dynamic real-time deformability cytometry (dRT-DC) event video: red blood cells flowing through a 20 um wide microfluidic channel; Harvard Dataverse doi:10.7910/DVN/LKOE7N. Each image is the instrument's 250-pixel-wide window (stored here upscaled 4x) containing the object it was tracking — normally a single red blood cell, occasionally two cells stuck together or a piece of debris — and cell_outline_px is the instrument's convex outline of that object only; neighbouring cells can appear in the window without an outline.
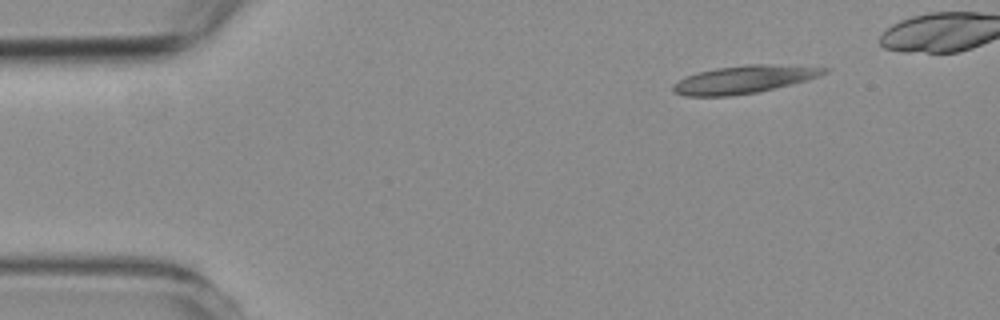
{"species": "common noctule bat (a hibernating species)", "species_latin": "Nyctalus noctula", "temperature_condition": "room temperature", "stored_images_in_passage": 41, "camera_frame_rate_fps": 3000, "um_per_image_px": 0.085, "animal": {"sex": "female", "body_mass_g": 19.3, "forearm_length_mm": 54.1}, "frame": {"image": 1, "passage_image": 1, "time_ms": 0.0, "image_size_px": [1000, 320], "cell_outline_px": [[832, 68], [828, 72], [804, 80], [756, 92], [728, 96], [684, 96], [676, 92], [672, 88], [672, 84], [688, 76], [700, 72], [716, 68], [748, 64], [768, 64]], "centroid_in_image_um": [63.21, 6.75], "position_along_channel_um": 21.8, "area_um2": 23.81}}
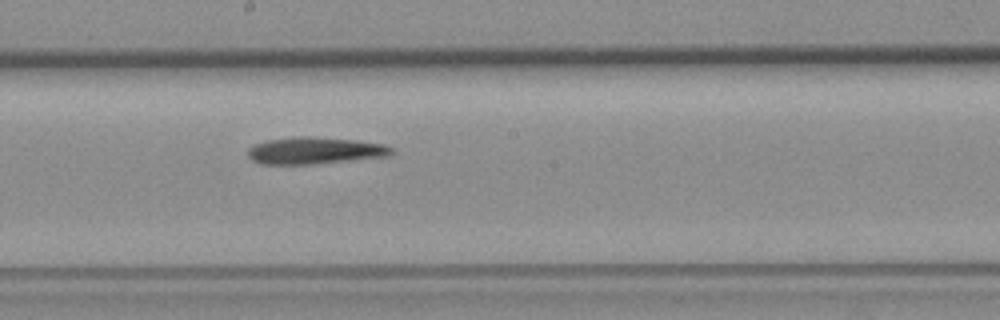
{"frame": {"image": 2, "passage_image": 23, "time_ms": 7.333, "image_size_px": [1000, 320], "cell_outline_px": [[392, 152], [388, 156], [304, 164], [260, 164], [252, 160], [248, 156], [248, 148], [252, 144], [268, 140], [296, 136], [308, 136], [356, 140], [384, 144], [392, 148]], "centroid_in_image_um": [26.69, 12.78], "position_along_channel_um": 221.5, "area_um2": 22.25}}
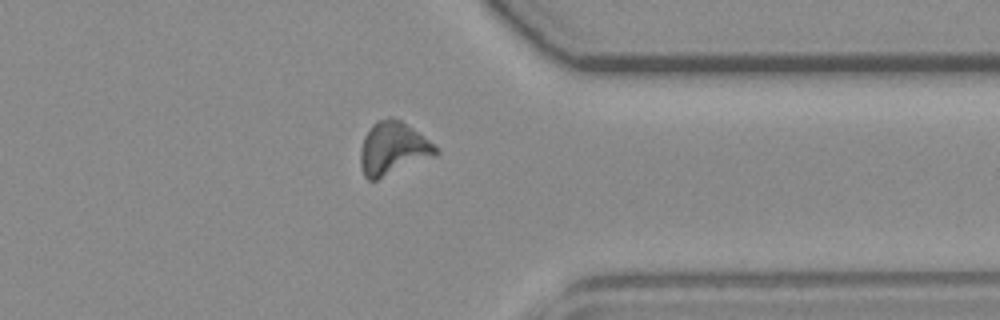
{"frame": {"image": 3, "passage_image": 36, "time_ms": 11.667, "image_size_px": [1000, 320], "cell_outline_px": [[440, 152], [436, 156], [376, 180], [368, 180], [364, 176], [360, 164], [360, 152], [364, 136], [372, 124], [376, 120], [388, 116], [392, 116], [400, 120], [412, 128], [428, 140]], "centroid_in_image_um": [33.37, 12.61], "position_along_channel_um": 378.0, "area_um2": 23.24}}